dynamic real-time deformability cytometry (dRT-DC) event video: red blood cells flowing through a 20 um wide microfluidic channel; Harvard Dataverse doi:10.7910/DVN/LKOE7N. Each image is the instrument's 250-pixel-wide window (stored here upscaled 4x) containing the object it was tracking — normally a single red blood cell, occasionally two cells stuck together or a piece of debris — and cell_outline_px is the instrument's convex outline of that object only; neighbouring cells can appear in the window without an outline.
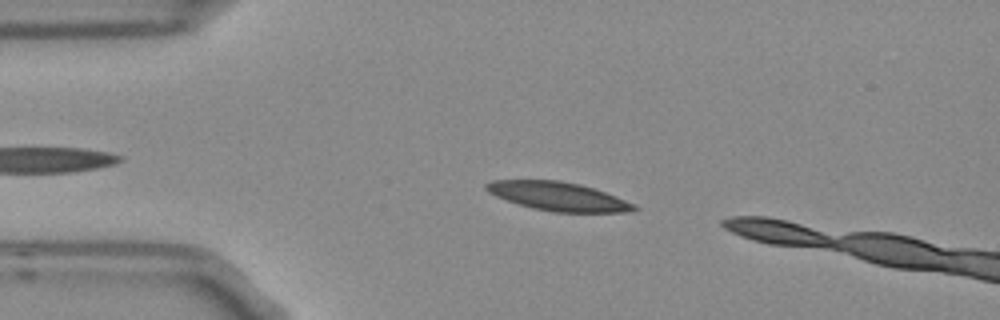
{"species": "Egyptian fruit bat (a non-hibernating species)", "species_latin": "Rousettus aegyptiacus", "temperature_condition": "room temperature", "stored_images_in_passage": 4, "camera_frame_rate_fps": 3000, "um_per_image_px": 0.085, "frame": {"image": 1, "passage_image": 2, "time_ms": 0.333, "image_size_px": [1000, 320], "cell_outline_px": [[640, 208], [632, 212], [552, 212], [532, 208], [496, 196], [488, 192], [484, 188], [484, 184], [492, 180], [560, 180], [580, 184], [604, 192], [624, 200]], "centroid_in_image_um": [47.41, 16.69], "position_along_channel_um": 37.6, "area_um2": 24.51}}